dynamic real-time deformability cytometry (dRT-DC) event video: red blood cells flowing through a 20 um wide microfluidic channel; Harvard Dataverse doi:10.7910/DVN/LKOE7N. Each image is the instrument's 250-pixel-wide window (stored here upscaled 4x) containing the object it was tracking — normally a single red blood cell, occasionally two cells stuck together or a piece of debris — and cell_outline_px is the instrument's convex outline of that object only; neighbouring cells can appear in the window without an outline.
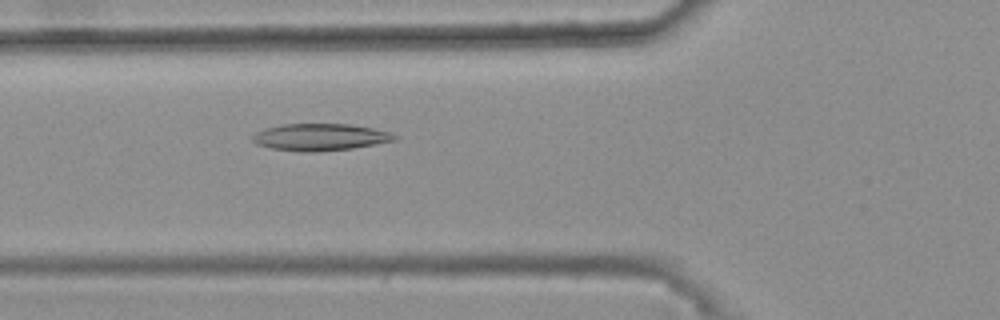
{"species": "common noctule bat (a hibernating species)", "species_latin": "Nyctalus noctula", "temperature_condition": "warm", "stored_images_in_passage": 39, "camera_frame_rate_fps": 3000, "um_per_image_px": 0.085, "animal": {"sex": "female", "body_mass_g": 25.1}, "frame": {"image": 1, "passage_image": 9, "time_ms": 2.667, "image_size_px": [1000, 320], "cell_outline_px": [[400, 136], [396, 140], [376, 144], [352, 148], [316, 152], [308, 152], [272, 148], [256, 144], [252, 140], [252, 136], [256, 132], [264, 128], [284, 124], [348, 124], [372, 128], [392, 132]], "centroid_in_image_um": [27.24, 11.65], "position_along_channel_um": 98.6, "area_um2": 22.31}}
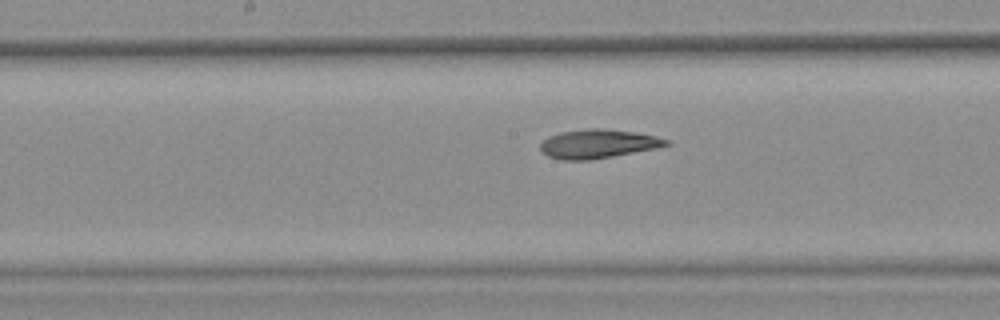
{"frame": {"image": 2, "passage_image": 17, "time_ms": 5.333, "image_size_px": [1000, 320], "cell_outline_px": [[672, 144], [656, 148], [612, 156], [588, 160], [560, 160], [548, 156], [540, 152], [540, 144], [548, 136], [560, 132], [588, 128], [604, 128], [632, 132], [656, 136], [668, 140]], "centroid_in_image_um": [50.79, 12.22], "position_along_channel_um": 197.4, "area_um2": 21.15}}
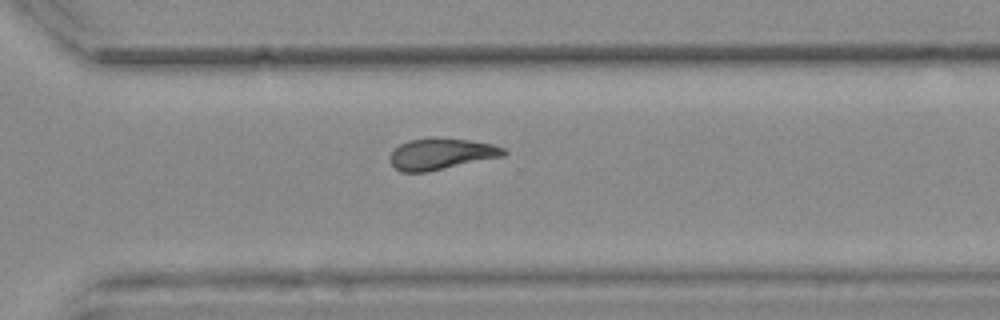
{"frame": {"image": 3, "passage_image": 28, "time_ms": 9.0, "image_size_px": [1000, 320], "cell_outline_px": [[508, 152], [504, 156], [428, 172], [400, 172], [392, 168], [388, 160], [388, 156], [400, 144], [408, 140], [428, 136], [432, 136], [468, 140], [492, 144], [504, 148]], "centroid_in_image_um": [37.44, 13.08], "position_along_channel_um": 333.2, "area_um2": 21.27}, "authors_computed_cell_mechanics": {"area_um2": 21.1548, "velocity_mm_per_s": 3.6993, "shape_relaxation_time_tau1_ms": null, "shape_relaxation_time_tau2_ms": 4.689, "deformation_change_tau1": null, "deformation_change_tau2": 0.1321}}